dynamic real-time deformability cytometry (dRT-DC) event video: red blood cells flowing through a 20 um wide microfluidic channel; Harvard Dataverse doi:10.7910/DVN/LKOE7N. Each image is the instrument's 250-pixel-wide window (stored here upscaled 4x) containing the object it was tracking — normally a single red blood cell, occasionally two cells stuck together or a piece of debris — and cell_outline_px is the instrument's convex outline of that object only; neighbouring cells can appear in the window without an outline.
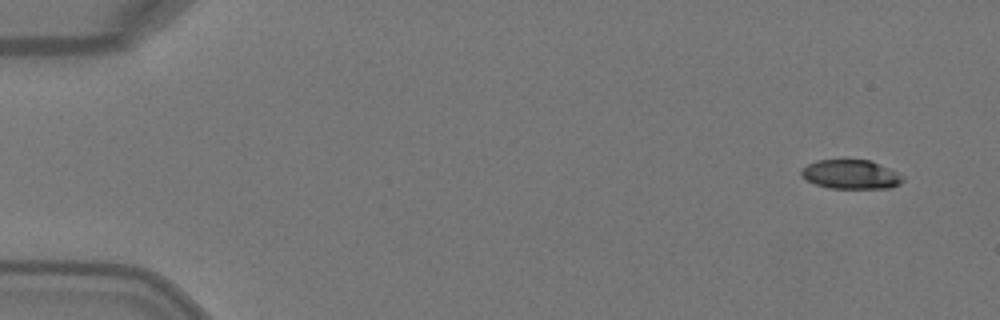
{"species": "Egyptian fruit bat (a non-hibernating species)", "species_latin": "Rousettus aegyptiacus", "temperature_condition": "warm", "stored_images_in_passage": 5, "camera_frame_rate_fps": 3000, "um_per_image_px": 0.085, "animal": {"sex": "female"}, "frame": {"image": 1, "passage_image": 1, "time_ms": 0.0, "image_size_px": [1000, 320], "cell_outline_px": [[904, 180], [900, 184], [892, 188], [832, 188], [816, 184], [808, 180], [800, 172], [808, 164], [816, 160], [872, 160], [904, 176]], "centroid_in_image_um": [72.38, 14.82], "position_along_channel_um": 12.6, "area_um2": 17.05}}
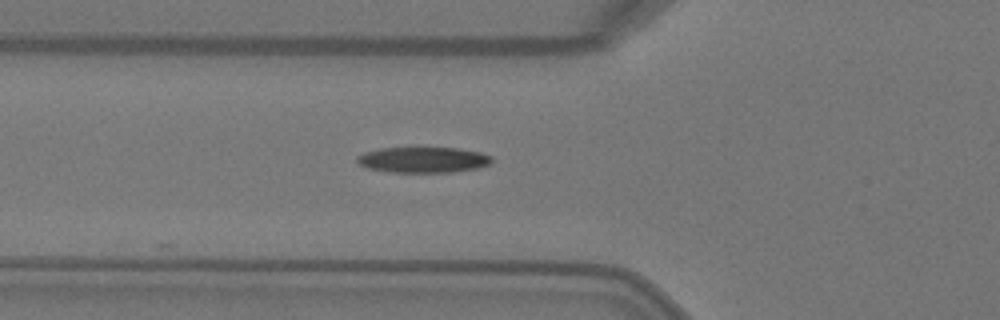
{"frame": {"image": 2, "passage_image": 5, "time_ms": 1.333, "image_size_px": [1000, 320], "cell_outline_px": [[492, 164], [476, 168], [452, 172], [388, 172], [368, 168], [360, 164], [356, 160], [356, 156], [364, 152], [380, 148], [456, 148], [480, 152], [492, 156]], "centroid_in_image_um": [35.97, 13.58], "position_along_channel_um": 89.8, "area_um2": 20.17}}